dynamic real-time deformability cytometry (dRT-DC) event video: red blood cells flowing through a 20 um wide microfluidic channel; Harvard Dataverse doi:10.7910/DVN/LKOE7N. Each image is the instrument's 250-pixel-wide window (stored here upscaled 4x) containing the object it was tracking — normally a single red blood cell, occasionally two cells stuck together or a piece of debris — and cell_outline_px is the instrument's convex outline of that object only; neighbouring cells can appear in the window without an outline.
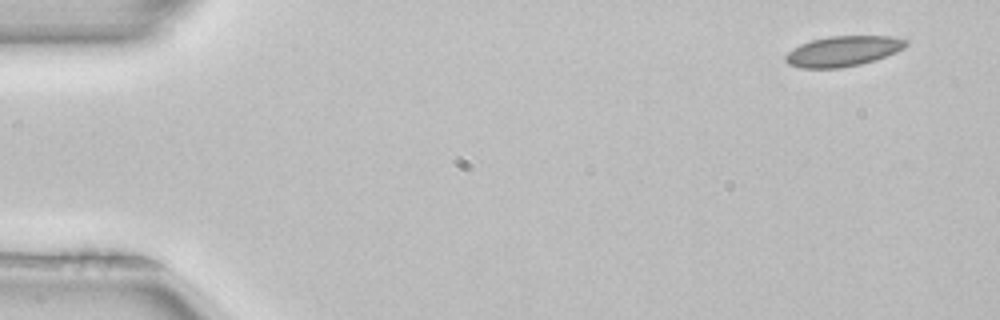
{"species": "common noctule bat (a hibernating species)", "species_latin": "Nyctalus noctula", "temperature_condition": "room temperature", "stored_images_in_passage": 4, "camera_frame_rate_fps": 3000, "um_per_image_px": 0.085, "animal": {"sex": "female", "body_mass_g": 22.7, "forearm_length_mm": 54.2}, "frame": {"image": 1, "passage_image": 1, "time_ms": 0.0, "image_size_px": [1000, 320], "cell_outline_px": [[908, 44], [904, 48], [896, 52], [876, 60], [860, 64], [840, 68], [800, 68], [788, 64], [784, 60], [784, 56], [792, 48], [800, 44], [812, 40], [828, 36], [892, 36], [908, 40]], "centroid_in_image_um": [71.65, 4.35], "position_along_channel_um": 13.4, "area_um2": 21.44}}
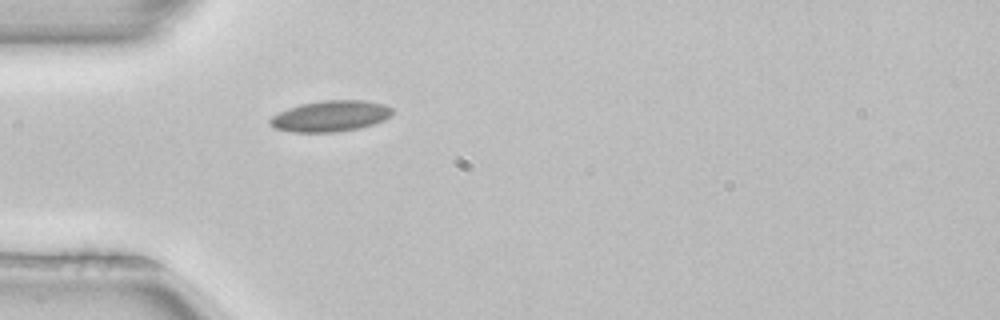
{"frame": {"image": 2, "passage_image": 4, "time_ms": 1.0, "image_size_px": [1000, 320], "cell_outline_px": [[392, 116], [384, 120], [360, 128], [336, 132], [292, 132], [276, 128], [268, 124], [268, 120], [272, 116], [288, 108], [300, 104], [324, 100], [364, 100], [384, 104], [392, 108]], "centroid_in_image_um": [28.09, 9.87], "position_along_channel_um": 56.9, "area_um2": 22.14}}